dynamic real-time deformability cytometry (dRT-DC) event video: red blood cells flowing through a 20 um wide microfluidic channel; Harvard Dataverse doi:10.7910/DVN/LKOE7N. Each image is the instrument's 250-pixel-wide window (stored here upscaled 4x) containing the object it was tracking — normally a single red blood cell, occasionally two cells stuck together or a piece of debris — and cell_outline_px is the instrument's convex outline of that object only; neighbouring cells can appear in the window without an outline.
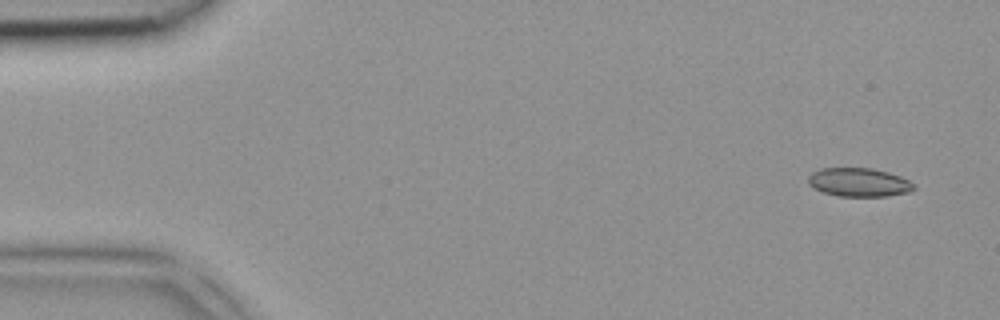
{"species": "common noctule bat (a hibernating species)", "species_latin": "Nyctalus noctula", "temperature_condition": "room temperature", "stored_images_in_passage": 3, "camera_frame_rate_fps": 3000, "um_per_image_px": 0.085, "animal": {"sex": "female", "body_mass_g": 18.4}, "frame": {"image": 1, "passage_image": 1, "time_ms": 0.0, "image_size_px": [1000, 320], "cell_outline_px": [[916, 188], [908, 192], [888, 196], [840, 196], [824, 192], [808, 184], [808, 176], [812, 172], [820, 168], [872, 168], [888, 172], [900, 176], [916, 184]], "centroid_in_image_um": [73.03, 15.49], "position_along_channel_um": 12.0, "area_um2": 17.63}}